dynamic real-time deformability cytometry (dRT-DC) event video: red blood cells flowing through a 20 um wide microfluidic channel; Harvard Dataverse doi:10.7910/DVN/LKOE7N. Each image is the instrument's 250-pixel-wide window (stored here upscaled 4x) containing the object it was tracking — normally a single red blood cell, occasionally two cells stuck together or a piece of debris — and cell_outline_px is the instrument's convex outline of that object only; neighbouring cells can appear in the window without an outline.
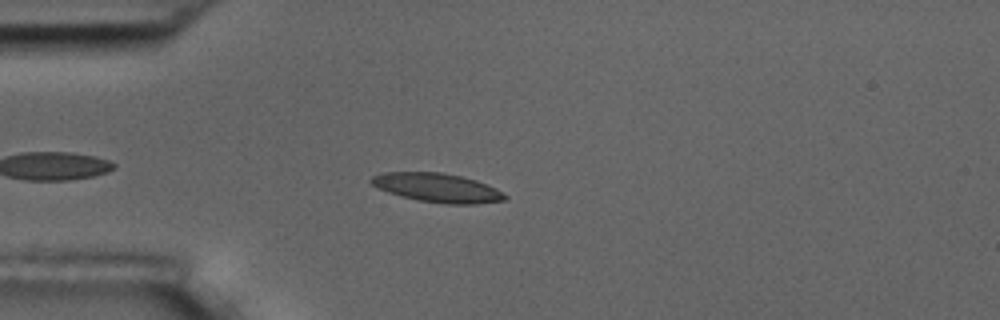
{"species": "common noctule bat (a hibernating species)", "species_latin": "Nyctalus noctula", "temperature_condition": "room temperature", "stored_images_in_passage": 10, "camera_frame_rate_fps": 3000, "um_per_image_px": 0.085, "animal": {"sex": "male", "body_mass_g": 17.5, "forearm_length_mm": 52.3}, "frame": {"image": 1, "passage_image": 4, "time_ms": 4.333, "image_size_px": [1000, 320], "cell_outline_px": [[508, 196], [504, 200], [476, 204], [448, 204], [420, 200], [400, 196], [388, 192], [372, 184], [368, 180], [372, 176], [384, 172], [444, 172], [476, 180], [496, 188]], "centroid_in_image_um": [37.17, 15.95], "position_along_channel_um": 47.8, "area_um2": 22.43}}
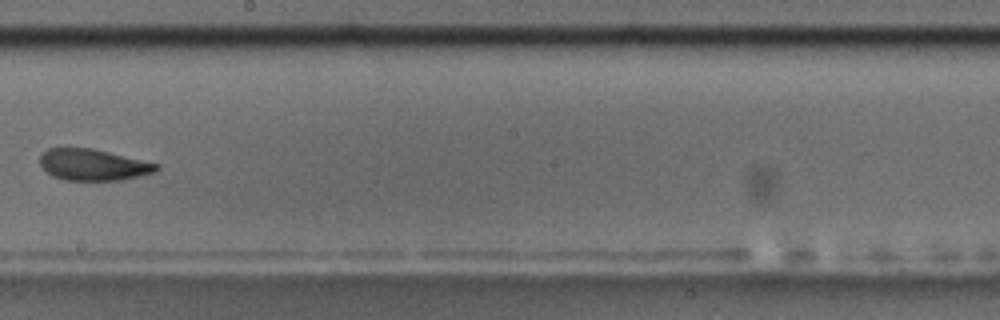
{"frame": {"image": 2, "passage_image": 9, "time_ms": 10.0, "image_size_px": [1000, 320], "cell_outline_px": [[160, 168], [156, 172], [140, 176], [120, 180], [64, 180], [52, 176], [40, 164], [40, 156], [48, 148], [92, 148], [160, 164]], "centroid_in_image_um": [7.95, 14.01], "position_along_channel_um": 240.3, "area_um2": 21.27}}
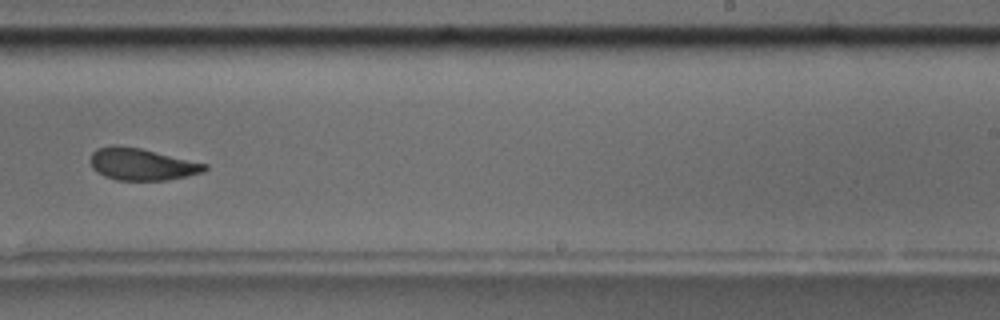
{"frame": {"image": 3, "passage_image": 10, "time_ms": 11.0, "image_size_px": [1000, 320], "cell_outline_px": [[208, 168], [204, 172], [164, 180], [116, 180], [104, 176], [96, 172], [92, 168], [88, 160], [92, 152], [96, 148], [112, 144], [116, 144], [140, 148], [208, 164]], "centroid_in_image_um": [11.98, 13.94], "position_along_channel_um": 277.0, "area_um2": 21.5}}